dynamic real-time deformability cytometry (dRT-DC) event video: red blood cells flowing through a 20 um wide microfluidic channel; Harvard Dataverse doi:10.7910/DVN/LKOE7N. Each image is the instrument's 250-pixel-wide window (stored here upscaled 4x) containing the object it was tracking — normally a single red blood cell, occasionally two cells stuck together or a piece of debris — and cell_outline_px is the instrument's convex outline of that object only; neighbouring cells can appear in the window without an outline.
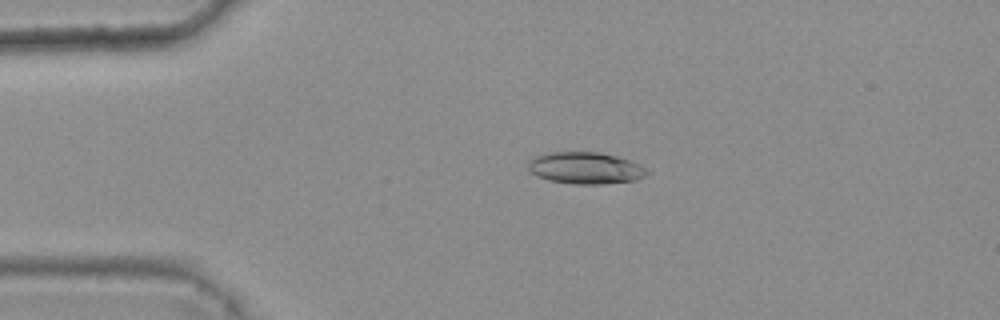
{"species": "common noctule bat (a hibernating species)", "species_latin": "Nyctalus noctula", "temperature_condition": "warm", "stored_images_in_passage": 3, "camera_frame_rate_fps": 3000, "um_per_image_px": 0.085, "animal": {"sex": "female", "body_mass_g": 25.1}, "frame": {"image": 1, "passage_image": 2, "time_ms": 0.333, "image_size_px": [1000, 320], "cell_outline_px": [[652, 172], [636, 180], [600, 184], [572, 184], [548, 180], [536, 176], [528, 168], [528, 160], [536, 156], [548, 152], [600, 152], [616, 156], [640, 164], [648, 168]], "centroid_in_image_um": [49.78, 14.28], "position_along_channel_um": 35.2, "area_um2": 22.2}}